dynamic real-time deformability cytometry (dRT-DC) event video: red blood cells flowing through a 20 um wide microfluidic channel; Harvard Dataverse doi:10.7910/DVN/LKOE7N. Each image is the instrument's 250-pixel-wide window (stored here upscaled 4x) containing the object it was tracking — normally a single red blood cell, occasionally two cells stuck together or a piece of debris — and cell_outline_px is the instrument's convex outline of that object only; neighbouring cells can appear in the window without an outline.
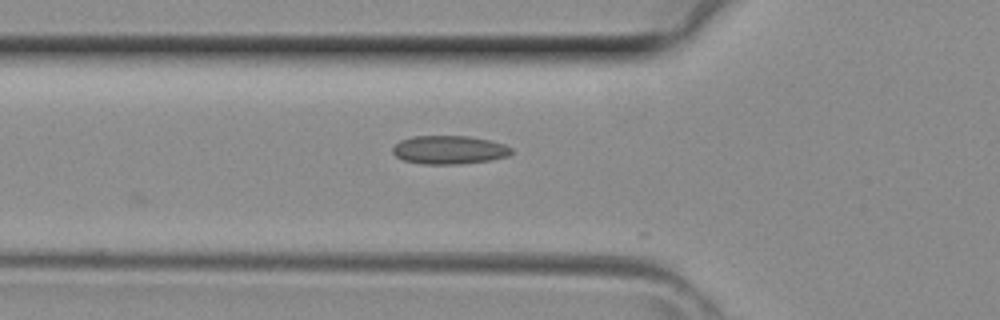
{"species": "common noctule bat (a hibernating species)", "species_latin": "Nyctalus noctula", "temperature_condition": "room temperature", "stored_images_in_passage": 3, "camera_frame_rate_fps": 3000, "um_per_image_px": 0.085, "animal": {"sex": "female", "body_mass_g": 29.2, "forearm_length_mm": 56.3}, "frame": {"image": 1, "passage_image": 2, "time_ms": 0.333, "image_size_px": [1000, 320], "cell_outline_px": [[512, 152], [508, 156], [492, 160], [460, 164], [424, 164], [404, 160], [396, 156], [392, 152], [392, 148], [400, 140], [412, 136], [468, 136], [488, 140], [504, 144], [512, 148]], "centroid_in_image_um": [38.18, 12.74], "position_along_channel_um": 87.6, "area_um2": 19.71}}